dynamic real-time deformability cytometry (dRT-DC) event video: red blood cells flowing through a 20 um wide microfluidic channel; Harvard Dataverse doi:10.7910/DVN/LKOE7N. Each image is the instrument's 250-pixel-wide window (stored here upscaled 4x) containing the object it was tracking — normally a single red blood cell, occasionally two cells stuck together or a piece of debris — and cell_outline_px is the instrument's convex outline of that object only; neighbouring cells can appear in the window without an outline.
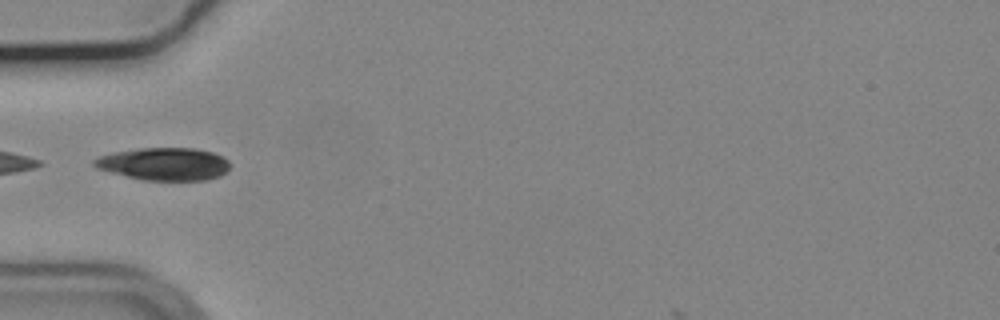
{"species": "common noctule bat (a hibernating species)", "species_latin": "Nyctalus noctula", "temperature_condition": "cold", "stored_images_in_passage": 7, "camera_frame_rate_fps": 3000, "um_per_image_px": 0.085, "animal": {"sex": "male", "body_mass_g": 19.2, "forearm_length_mm": 51.8}, "frame": {"image": 1, "passage_image": 1, "time_ms": 0.0, "image_size_px": [1000, 320], "cell_outline_px": [[228, 168], [220, 176], [204, 180], [144, 180], [96, 168], [92, 164], [92, 160], [100, 156], [112, 152], [140, 148], [196, 148], [212, 152], [228, 160]], "centroid_in_image_um": [13.92, 13.93], "position_along_channel_um": 71.1, "area_um2": 25.61}}
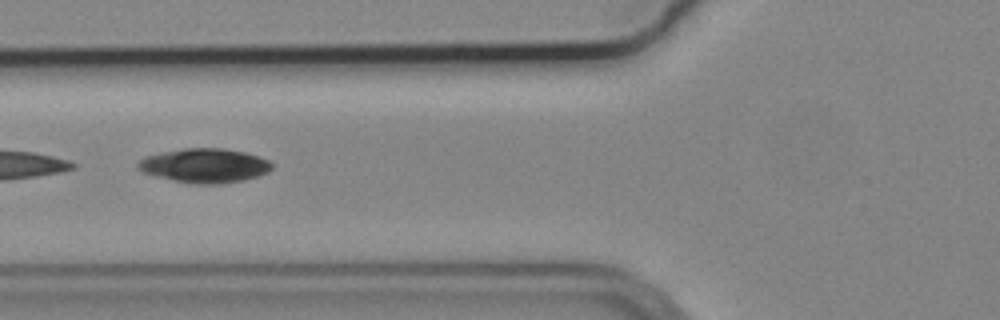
{"frame": {"image": 2, "passage_image": 4, "time_ms": 1.0, "image_size_px": [1000, 320], "cell_outline_px": [[272, 168], [268, 172], [260, 176], [244, 180], [220, 184], [188, 184], [156, 176], [144, 172], [136, 168], [136, 164], [144, 156], [160, 152], [184, 148], [224, 148], [244, 152], [268, 160], [272, 164]], "centroid_in_image_um": [17.37, 14.08], "position_along_channel_um": 108.4, "area_um2": 26.93}}